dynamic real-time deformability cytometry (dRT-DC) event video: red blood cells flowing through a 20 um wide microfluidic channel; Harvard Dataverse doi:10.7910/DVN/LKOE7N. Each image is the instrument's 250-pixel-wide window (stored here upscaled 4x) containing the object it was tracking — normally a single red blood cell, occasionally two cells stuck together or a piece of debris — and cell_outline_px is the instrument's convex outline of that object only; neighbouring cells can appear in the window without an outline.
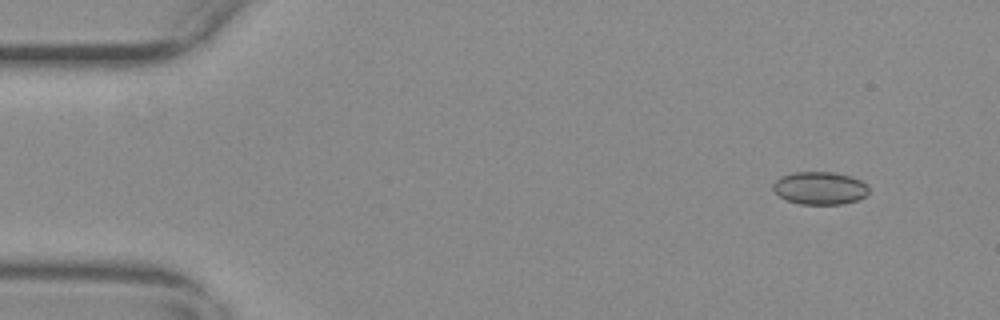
{"species": "common noctule bat (a hibernating species)", "species_latin": "Nyctalus noctula", "temperature_condition": "warm", "stored_images_in_passage": 52, "camera_frame_rate_fps": 3000, "um_per_image_px": 0.085, "animal": {"sex": "female", "body_mass_g": 29.2, "forearm_length_mm": 56.3}, "frame": {"image": 1, "passage_image": 1, "time_ms": 0.0, "image_size_px": [1000, 320], "cell_outline_px": [[868, 192], [860, 200], [844, 204], [800, 204], [788, 200], [780, 196], [772, 188], [772, 184], [780, 176], [792, 172], [832, 172], [848, 176], [860, 180], [868, 184]], "centroid_in_image_um": [69.69, 15.99], "position_along_channel_um": 15.3, "area_um2": 18.32}}
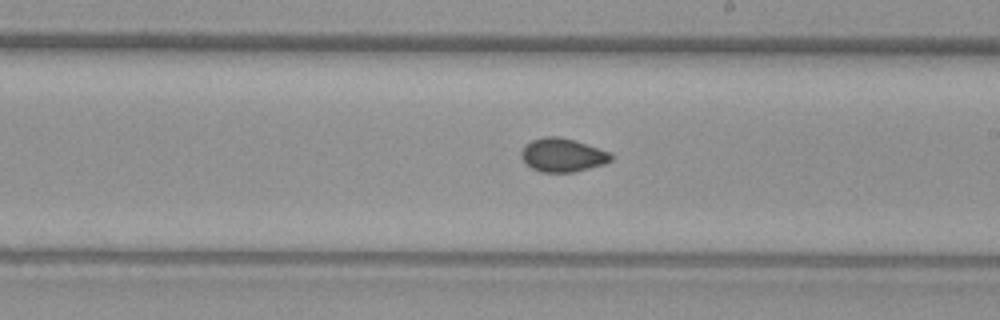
{"frame": {"image": 2, "passage_image": 28, "time_ms": 9.0, "image_size_px": [1000, 320], "cell_outline_px": [[612, 160], [604, 164], [572, 172], [540, 172], [532, 168], [520, 156], [520, 152], [524, 144], [532, 140], [544, 136], [556, 136], [576, 140], [608, 152], [612, 156]], "centroid_in_image_um": [47.78, 13.17], "position_along_channel_um": 241.2, "area_um2": 17.46}}
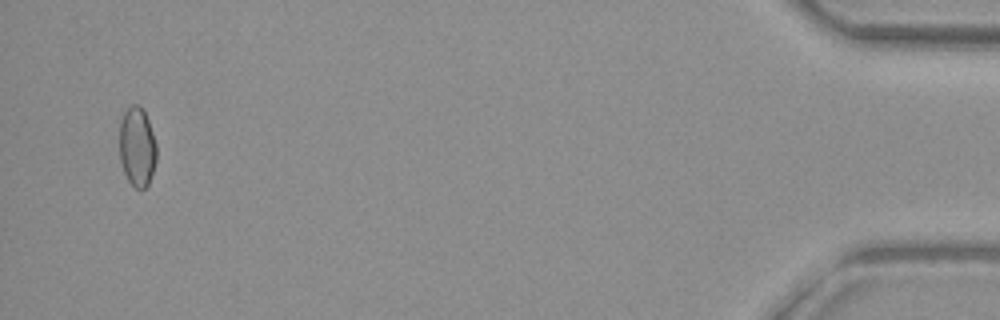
{"frame": {"image": 3, "passage_image": 50, "time_ms": 16.333, "image_size_px": [1000, 320], "cell_outline_px": [[156, 160], [148, 184], [140, 192], [128, 180], [124, 172], [120, 160], [120, 120], [124, 112], [132, 104], [140, 104], [148, 120], [156, 144]], "centroid_in_image_um": [11.65, 12.48], "position_along_channel_um": 423.6, "area_um2": 17.11}, "authors_computed_cell_mechanics": {"area_um2": 17.34, "velocity_mm_per_s": 3.7123, "shape_relaxation_time_tau1_ms": null, "shape_relaxation_time_tau2_ms": 1.9084, "deformation_change_tau1": null, "deformation_change_tau2": 0.0448}}